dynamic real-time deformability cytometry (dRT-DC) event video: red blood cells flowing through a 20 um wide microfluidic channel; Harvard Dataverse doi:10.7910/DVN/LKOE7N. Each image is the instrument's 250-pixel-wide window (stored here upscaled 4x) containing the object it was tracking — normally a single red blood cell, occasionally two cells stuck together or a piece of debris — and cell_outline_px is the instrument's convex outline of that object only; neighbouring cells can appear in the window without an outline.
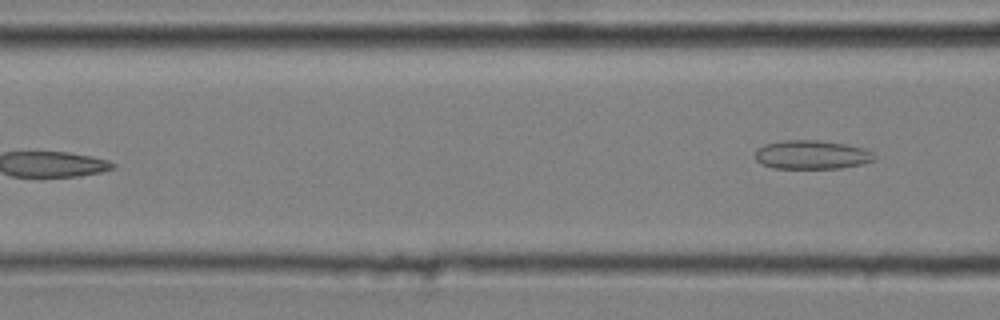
{"species": "common noctule bat (a hibernating species)", "species_latin": "Nyctalus noctula", "temperature_condition": "cold", "stored_images_in_passage": 5, "camera_frame_rate_fps": 3000, "um_per_image_px": 0.085, "animal": {"sex": "male", "body_mass_g": 20.4}, "frame": {"image": 1, "passage_image": 5, "time_ms": 1.333, "image_size_px": [1000, 320], "cell_outline_px": [[876, 160], [864, 164], [840, 168], [772, 168], [760, 164], [756, 160], [756, 152], [764, 144], [780, 140], [820, 140], [844, 144], [864, 148], [872, 152], [876, 156]], "centroid_in_image_um": [69.02, 13.15], "position_along_channel_um": 97.6, "area_um2": 20.17}}